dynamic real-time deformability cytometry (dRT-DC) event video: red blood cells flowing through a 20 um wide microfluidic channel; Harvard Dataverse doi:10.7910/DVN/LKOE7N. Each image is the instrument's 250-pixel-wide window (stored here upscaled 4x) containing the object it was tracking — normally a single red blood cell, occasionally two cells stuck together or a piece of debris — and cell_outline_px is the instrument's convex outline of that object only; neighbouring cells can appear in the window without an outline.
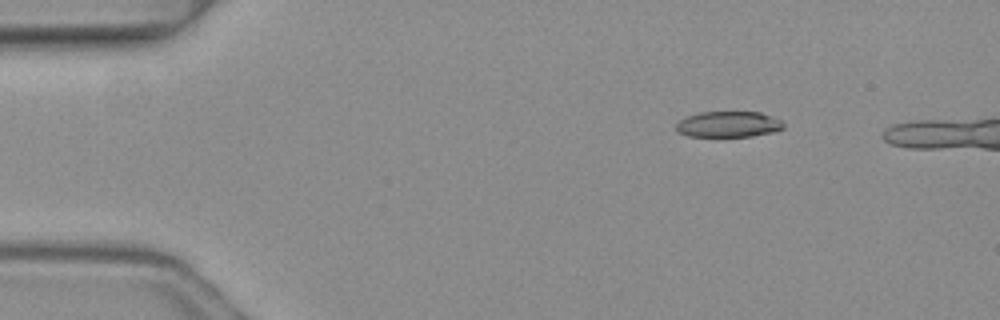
{"species": "common noctule bat (a hibernating species)", "species_latin": "Nyctalus noctula", "temperature_condition": "warm", "stored_images_in_passage": 5, "camera_frame_rate_fps": 3000, "um_per_image_px": 0.085, "animal": {"sex": "female", "body_mass_g": 19.3, "forearm_length_mm": 54.1}, "frame": {"image": 1, "passage_image": 2, "time_ms": 0.333, "image_size_px": [1000, 320], "cell_outline_px": [[784, 128], [776, 132], [752, 136], [688, 136], [680, 132], [676, 128], [676, 124], [680, 120], [688, 116], [700, 112], [760, 112], [772, 116], [780, 120], [784, 124]], "centroid_in_image_um": [61.96, 10.56], "position_along_channel_um": 23.0, "area_um2": 16.13}}